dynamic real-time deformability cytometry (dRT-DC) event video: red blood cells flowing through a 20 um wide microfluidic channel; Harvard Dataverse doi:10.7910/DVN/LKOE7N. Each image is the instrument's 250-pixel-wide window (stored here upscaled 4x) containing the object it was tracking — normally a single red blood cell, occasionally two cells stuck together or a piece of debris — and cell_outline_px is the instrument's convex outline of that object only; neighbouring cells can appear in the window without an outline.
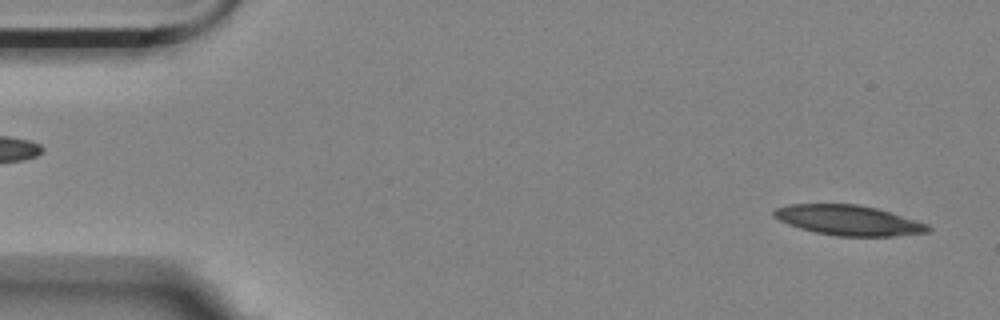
{"species": "Egyptian fruit bat (a non-hibernating species)", "species_latin": "Rousettus aegyptiacus", "temperature_condition": "room temperature", "stored_images_in_passage": 2, "segment_of_instrument_passage": [2, 2], "camera_frame_rate_fps": 3000, "um_per_image_px": 0.085, "animal": {"sex": "female"}, "frame": {"image": 1, "passage_image": 2, "time_ms": 0.333, "image_size_px": [1000, 320], "cell_outline_px": [[932, 228], [928, 232], [896, 236], [836, 236], [816, 232], [800, 228], [788, 224], [772, 216], [772, 212], [776, 208], [788, 204], [860, 204], [876, 208], [916, 220], [928, 224]], "centroid_in_image_um": [72.12, 18.72], "position_along_channel_um": 12.9, "area_um2": 26.99}}